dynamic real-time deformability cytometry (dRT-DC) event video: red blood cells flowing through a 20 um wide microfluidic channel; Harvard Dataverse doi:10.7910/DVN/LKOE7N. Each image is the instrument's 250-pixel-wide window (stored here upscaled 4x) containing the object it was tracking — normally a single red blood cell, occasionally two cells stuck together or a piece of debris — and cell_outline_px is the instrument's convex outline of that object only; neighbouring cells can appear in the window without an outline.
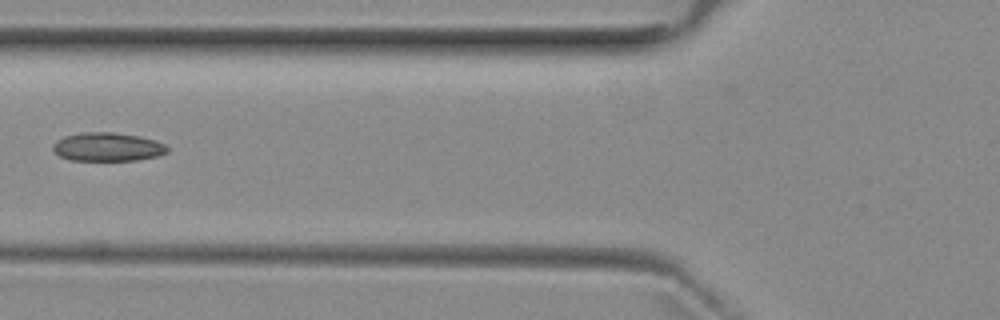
{"species": "common noctule bat (a hibernating species)", "species_latin": "Nyctalus noctula", "temperature_condition": "room temperature", "stored_images_in_passage": 3, "camera_frame_rate_fps": 3000, "um_per_image_px": 0.085, "animal": {"sex": "female", "body_mass_g": 29.2, "forearm_length_mm": 56.3}, "frame": {"image": 1, "passage_image": 2, "time_ms": 1.0, "image_size_px": [1000, 320], "cell_outline_px": [[168, 152], [160, 156], [136, 160], [72, 160], [60, 156], [52, 148], [52, 144], [56, 140], [64, 136], [84, 132], [112, 132], [140, 136], [156, 140], [164, 144], [168, 148]], "centroid_in_image_um": [9.16, 12.48], "position_along_channel_um": 116.6, "area_um2": 19.13}}
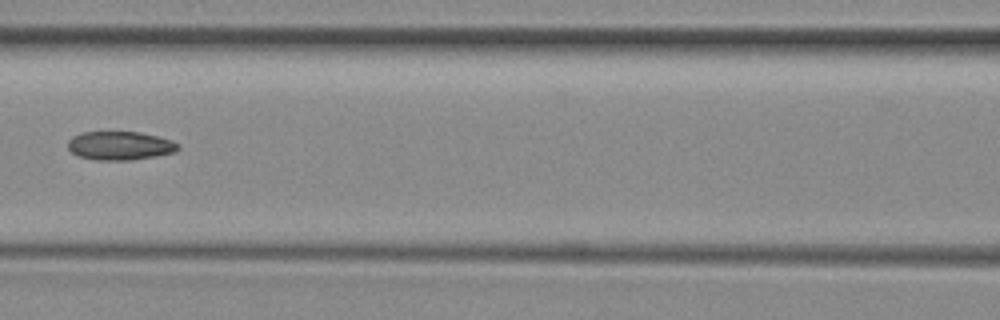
{"frame": {"image": 2, "passage_image": 3, "time_ms": 2.0, "image_size_px": [1000, 320], "cell_outline_px": [[180, 148], [176, 152], [156, 156], [132, 160], [96, 160], [80, 156], [72, 152], [68, 148], [68, 140], [72, 136], [80, 132], [140, 132], [172, 140], [180, 144]], "centroid_in_image_um": [10.22, 12.38], "position_along_channel_um": 156.4, "area_um2": 18.5}}